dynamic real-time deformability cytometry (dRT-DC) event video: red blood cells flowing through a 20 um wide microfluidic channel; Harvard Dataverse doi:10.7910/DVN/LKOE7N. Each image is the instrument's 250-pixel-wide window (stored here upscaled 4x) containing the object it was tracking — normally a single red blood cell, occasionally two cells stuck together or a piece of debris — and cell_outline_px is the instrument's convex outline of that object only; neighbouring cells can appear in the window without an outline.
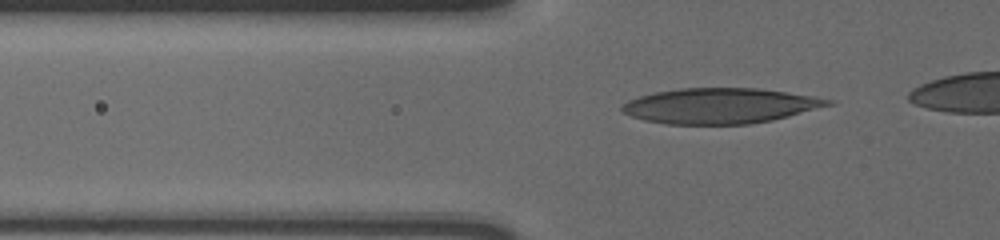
{"species": "human", "species_latin": "Homo sapiens", "temperature_condition": "cold", "stored_images_in_passage": 35, "camera_frame_rate_fps": 3000, "um_per_image_px": 0.085, "donor": {"sex": "male"}, "frame": {"image": 1, "passage_image": 3, "time_ms": 0.667, "image_size_px": [1000, 240], "cell_outline_px": [[832, 104], [772, 120], [748, 124], [664, 124], [644, 120], [632, 116], [624, 112], [620, 108], [628, 100], [640, 96], [656, 92], [680, 88], [756, 88], [812, 96], [832, 100]], "centroid_in_image_um": [61.15, 8.99], "position_along_channel_um": 64.6, "area_um2": 41.91}}
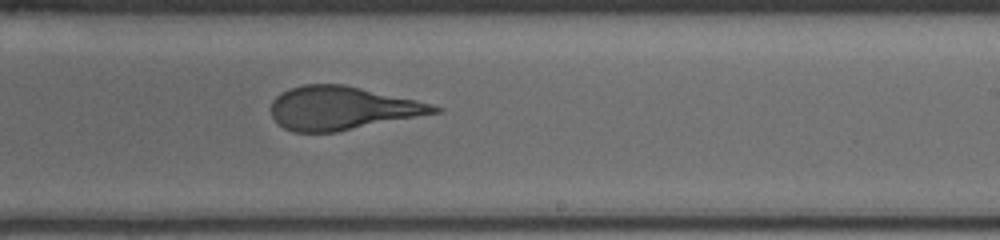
{"frame": {"image": 2, "passage_image": 20, "time_ms": 6.333, "image_size_px": [1000, 240], "cell_outline_px": [[444, 108], [440, 112], [336, 132], [292, 132], [284, 128], [272, 116], [272, 100], [280, 92], [288, 88], [304, 84], [344, 84], [416, 100], [432, 104]], "centroid_in_image_um": [29.05, 9.18], "position_along_channel_um": 259.9, "area_um2": 41.1}}
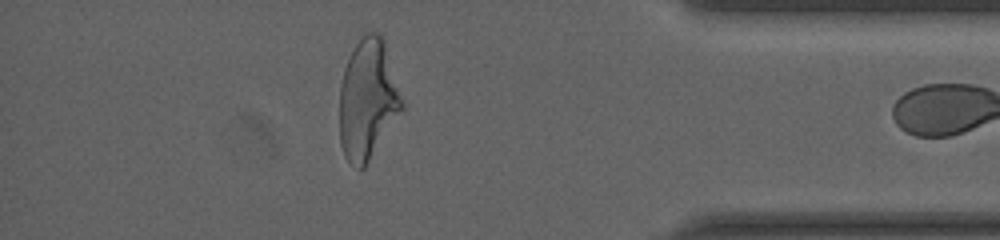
{"frame": {"image": 3, "passage_image": 34, "time_ms": 11.0, "image_size_px": [1000, 240], "cell_outline_px": [[404, 108], [364, 168], [360, 168], [348, 160], [344, 156], [340, 144], [340, 84], [344, 68], [356, 44], [368, 32], [380, 32], [384, 40], [404, 104]], "centroid_in_image_um": [31.26, 8.46], "position_along_channel_um": 403.9, "area_um2": 43.29}}